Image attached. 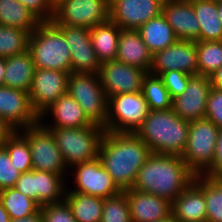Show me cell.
<instances>
[{
	"label": "cell",
	"mask_w": 222,
	"mask_h": 222,
	"mask_svg": "<svg viewBox=\"0 0 222 222\" xmlns=\"http://www.w3.org/2000/svg\"><path fill=\"white\" fill-rule=\"evenodd\" d=\"M209 77L211 85L222 90V67L213 72Z\"/></svg>",
	"instance_id": "obj_46"
},
{
	"label": "cell",
	"mask_w": 222,
	"mask_h": 222,
	"mask_svg": "<svg viewBox=\"0 0 222 222\" xmlns=\"http://www.w3.org/2000/svg\"><path fill=\"white\" fill-rule=\"evenodd\" d=\"M64 35L71 56L73 73H99L100 62L93 49L90 28L54 24Z\"/></svg>",
	"instance_id": "obj_16"
},
{
	"label": "cell",
	"mask_w": 222,
	"mask_h": 222,
	"mask_svg": "<svg viewBox=\"0 0 222 222\" xmlns=\"http://www.w3.org/2000/svg\"><path fill=\"white\" fill-rule=\"evenodd\" d=\"M41 22L52 21L54 16V4L51 0H19Z\"/></svg>",
	"instance_id": "obj_42"
},
{
	"label": "cell",
	"mask_w": 222,
	"mask_h": 222,
	"mask_svg": "<svg viewBox=\"0 0 222 222\" xmlns=\"http://www.w3.org/2000/svg\"><path fill=\"white\" fill-rule=\"evenodd\" d=\"M149 111L142 92L121 93L109 97L105 131L135 133Z\"/></svg>",
	"instance_id": "obj_9"
},
{
	"label": "cell",
	"mask_w": 222,
	"mask_h": 222,
	"mask_svg": "<svg viewBox=\"0 0 222 222\" xmlns=\"http://www.w3.org/2000/svg\"><path fill=\"white\" fill-rule=\"evenodd\" d=\"M168 90L171 99L181 95L187 87L191 75L176 70L163 72L158 75Z\"/></svg>",
	"instance_id": "obj_40"
},
{
	"label": "cell",
	"mask_w": 222,
	"mask_h": 222,
	"mask_svg": "<svg viewBox=\"0 0 222 222\" xmlns=\"http://www.w3.org/2000/svg\"><path fill=\"white\" fill-rule=\"evenodd\" d=\"M0 201L10 219L28 217L40 209L36 201L25 196L15 187L0 191Z\"/></svg>",
	"instance_id": "obj_31"
},
{
	"label": "cell",
	"mask_w": 222,
	"mask_h": 222,
	"mask_svg": "<svg viewBox=\"0 0 222 222\" xmlns=\"http://www.w3.org/2000/svg\"><path fill=\"white\" fill-rule=\"evenodd\" d=\"M53 4L55 5L59 0H51Z\"/></svg>",
	"instance_id": "obj_52"
},
{
	"label": "cell",
	"mask_w": 222,
	"mask_h": 222,
	"mask_svg": "<svg viewBox=\"0 0 222 222\" xmlns=\"http://www.w3.org/2000/svg\"><path fill=\"white\" fill-rule=\"evenodd\" d=\"M67 93L82 107L88 120L106 128L108 98L98 73H71Z\"/></svg>",
	"instance_id": "obj_6"
},
{
	"label": "cell",
	"mask_w": 222,
	"mask_h": 222,
	"mask_svg": "<svg viewBox=\"0 0 222 222\" xmlns=\"http://www.w3.org/2000/svg\"><path fill=\"white\" fill-rule=\"evenodd\" d=\"M194 176L181 156L151 153L137 172L132 189L173 202Z\"/></svg>",
	"instance_id": "obj_2"
},
{
	"label": "cell",
	"mask_w": 222,
	"mask_h": 222,
	"mask_svg": "<svg viewBox=\"0 0 222 222\" xmlns=\"http://www.w3.org/2000/svg\"><path fill=\"white\" fill-rule=\"evenodd\" d=\"M65 181L59 174L36 170L37 203L42 206L64 201Z\"/></svg>",
	"instance_id": "obj_30"
},
{
	"label": "cell",
	"mask_w": 222,
	"mask_h": 222,
	"mask_svg": "<svg viewBox=\"0 0 222 222\" xmlns=\"http://www.w3.org/2000/svg\"><path fill=\"white\" fill-rule=\"evenodd\" d=\"M190 122L173 109L150 110L135 134L151 153L182 156L189 136Z\"/></svg>",
	"instance_id": "obj_3"
},
{
	"label": "cell",
	"mask_w": 222,
	"mask_h": 222,
	"mask_svg": "<svg viewBox=\"0 0 222 222\" xmlns=\"http://www.w3.org/2000/svg\"><path fill=\"white\" fill-rule=\"evenodd\" d=\"M137 30L152 54L164 50L178 40L162 13L147 21Z\"/></svg>",
	"instance_id": "obj_26"
},
{
	"label": "cell",
	"mask_w": 222,
	"mask_h": 222,
	"mask_svg": "<svg viewBox=\"0 0 222 222\" xmlns=\"http://www.w3.org/2000/svg\"><path fill=\"white\" fill-rule=\"evenodd\" d=\"M21 173L12 164L4 146L0 147V191L15 187Z\"/></svg>",
	"instance_id": "obj_38"
},
{
	"label": "cell",
	"mask_w": 222,
	"mask_h": 222,
	"mask_svg": "<svg viewBox=\"0 0 222 222\" xmlns=\"http://www.w3.org/2000/svg\"><path fill=\"white\" fill-rule=\"evenodd\" d=\"M217 13L219 16V20L222 23V0H217Z\"/></svg>",
	"instance_id": "obj_50"
},
{
	"label": "cell",
	"mask_w": 222,
	"mask_h": 222,
	"mask_svg": "<svg viewBox=\"0 0 222 222\" xmlns=\"http://www.w3.org/2000/svg\"><path fill=\"white\" fill-rule=\"evenodd\" d=\"M199 75L210 76L222 67V41H195Z\"/></svg>",
	"instance_id": "obj_32"
},
{
	"label": "cell",
	"mask_w": 222,
	"mask_h": 222,
	"mask_svg": "<svg viewBox=\"0 0 222 222\" xmlns=\"http://www.w3.org/2000/svg\"><path fill=\"white\" fill-rule=\"evenodd\" d=\"M197 75V49L195 41L177 40L164 50L155 52L149 73L159 75L168 71Z\"/></svg>",
	"instance_id": "obj_15"
},
{
	"label": "cell",
	"mask_w": 222,
	"mask_h": 222,
	"mask_svg": "<svg viewBox=\"0 0 222 222\" xmlns=\"http://www.w3.org/2000/svg\"><path fill=\"white\" fill-rule=\"evenodd\" d=\"M158 222H179V220L176 217H174L172 214H170L168 217L159 220Z\"/></svg>",
	"instance_id": "obj_51"
},
{
	"label": "cell",
	"mask_w": 222,
	"mask_h": 222,
	"mask_svg": "<svg viewBox=\"0 0 222 222\" xmlns=\"http://www.w3.org/2000/svg\"><path fill=\"white\" fill-rule=\"evenodd\" d=\"M211 87L209 76L191 75L184 92L172 99L173 111L189 122L205 118Z\"/></svg>",
	"instance_id": "obj_17"
},
{
	"label": "cell",
	"mask_w": 222,
	"mask_h": 222,
	"mask_svg": "<svg viewBox=\"0 0 222 222\" xmlns=\"http://www.w3.org/2000/svg\"><path fill=\"white\" fill-rule=\"evenodd\" d=\"M162 14L178 40L199 41L200 24L189 0H164Z\"/></svg>",
	"instance_id": "obj_20"
},
{
	"label": "cell",
	"mask_w": 222,
	"mask_h": 222,
	"mask_svg": "<svg viewBox=\"0 0 222 222\" xmlns=\"http://www.w3.org/2000/svg\"><path fill=\"white\" fill-rule=\"evenodd\" d=\"M0 117L16 131L40 121L32 108L29 92L7 86L0 87Z\"/></svg>",
	"instance_id": "obj_18"
},
{
	"label": "cell",
	"mask_w": 222,
	"mask_h": 222,
	"mask_svg": "<svg viewBox=\"0 0 222 222\" xmlns=\"http://www.w3.org/2000/svg\"><path fill=\"white\" fill-rule=\"evenodd\" d=\"M121 28L108 20L90 28L93 49L100 64L116 60Z\"/></svg>",
	"instance_id": "obj_25"
},
{
	"label": "cell",
	"mask_w": 222,
	"mask_h": 222,
	"mask_svg": "<svg viewBox=\"0 0 222 222\" xmlns=\"http://www.w3.org/2000/svg\"><path fill=\"white\" fill-rule=\"evenodd\" d=\"M10 222H43L41 210L39 209L35 214L24 218L11 219Z\"/></svg>",
	"instance_id": "obj_47"
},
{
	"label": "cell",
	"mask_w": 222,
	"mask_h": 222,
	"mask_svg": "<svg viewBox=\"0 0 222 222\" xmlns=\"http://www.w3.org/2000/svg\"><path fill=\"white\" fill-rule=\"evenodd\" d=\"M28 40L26 30L0 25V57L7 58L27 51Z\"/></svg>",
	"instance_id": "obj_34"
},
{
	"label": "cell",
	"mask_w": 222,
	"mask_h": 222,
	"mask_svg": "<svg viewBox=\"0 0 222 222\" xmlns=\"http://www.w3.org/2000/svg\"><path fill=\"white\" fill-rule=\"evenodd\" d=\"M164 0H109V20L121 29L137 30L162 13Z\"/></svg>",
	"instance_id": "obj_14"
},
{
	"label": "cell",
	"mask_w": 222,
	"mask_h": 222,
	"mask_svg": "<svg viewBox=\"0 0 222 222\" xmlns=\"http://www.w3.org/2000/svg\"><path fill=\"white\" fill-rule=\"evenodd\" d=\"M18 132L28 141L33 169L59 174L64 178L67 176L65 174L70 170L50 129L39 121Z\"/></svg>",
	"instance_id": "obj_8"
},
{
	"label": "cell",
	"mask_w": 222,
	"mask_h": 222,
	"mask_svg": "<svg viewBox=\"0 0 222 222\" xmlns=\"http://www.w3.org/2000/svg\"><path fill=\"white\" fill-rule=\"evenodd\" d=\"M64 200L77 222H101L104 199L75 191H66Z\"/></svg>",
	"instance_id": "obj_28"
},
{
	"label": "cell",
	"mask_w": 222,
	"mask_h": 222,
	"mask_svg": "<svg viewBox=\"0 0 222 222\" xmlns=\"http://www.w3.org/2000/svg\"><path fill=\"white\" fill-rule=\"evenodd\" d=\"M101 222H132L127 196L124 191L104 199Z\"/></svg>",
	"instance_id": "obj_37"
},
{
	"label": "cell",
	"mask_w": 222,
	"mask_h": 222,
	"mask_svg": "<svg viewBox=\"0 0 222 222\" xmlns=\"http://www.w3.org/2000/svg\"><path fill=\"white\" fill-rule=\"evenodd\" d=\"M219 128L207 118L190 122L189 136L183 155L187 167L203 174L213 163Z\"/></svg>",
	"instance_id": "obj_7"
},
{
	"label": "cell",
	"mask_w": 222,
	"mask_h": 222,
	"mask_svg": "<svg viewBox=\"0 0 222 222\" xmlns=\"http://www.w3.org/2000/svg\"><path fill=\"white\" fill-rule=\"evenodd\" d=\"M43 222H77L66 201L40 206Z\"/></svg>",
	"instance_id": "obj_39"
},
{
	"label": "cell",
	"mask_w": 222,
	"mask_h": 222,
	"mask_svg": "<svg viewBox=\"0 0 222 222\" xmlns=\"http://www.w3.org/2000/svg\"><path fill=\"white\" fill-rule=\"evenodd\" d=\"M13 165L20 173L30 172L32 167V156L28 141L16 131L3 145Z\"/></svg>",
	"instance_id": "obj_35"
},
{
	"label": "cell",
	"mask_w": 222,
	"mask_h": 222,
	"mask_svg": "<svg viewBox=\"0 0 222 222\" xmlns=\"http://www.w3.org/2000/svg\"><path fill=\"white\" fill-rule=\"evenodd\" d=\"M35 69L29 50L5 58L4 86L29 92Z\"/></svg>",
	"instance_id": "obj_24"
},
{
	"label": "cell",
	"mask_w": 222,
	"mask_h": 222,
	"mask_svg": "<svg viewBox=\"0 0 222 222\" xmlns=\"http://www.w3.org/2000/svg\"><path fill=\"white\" fill-rule=\"evenodd\" d=\"M28 50L35 68L72 73L71 56L62 32L51 22H41L29 34Z\"/></svg>",
	"instance_id": "obj_4"
},
{
	"label": "cell",
	"mask_w": 222,
	"mask_h": 222,
	"mask_svg": "<svg viewBox=\"0 0 222 222\" xmlns=\"http://www.w3.org/2000/svg\"><path fill=\"white\" fill-rule=\"evenodd\" d=\"M172 215L179 222H206L204 175H195L190 185L172 202Z\"/></svg>",
	"instance_id": "obj_19"
},
{
	"label": "cell",
	"mask_w": 222,
	"mask_h": 222,
	"mask_svg": "<svg viewBox=\"0 0 222 222\" xmlns=\"http://www.w3.org/2000/svg\"><path fill=\"white\" fill-rule=\"evenodd\" d=\"M141 92L150 110H168L172 108V99L158 75L147 73Z\"/></svg>",
	"instance_id": "obj_33"
},
{
	"label": "cell",
	"mask_w": 222,
	"mask_h": 222,
	"mask_svg": "<svg viewBox=\"0 0 222 222\" xmlns=\"http://www.w3.org/2000/svg\"><path fill=\"white\" fill-rule=\"evenodd\" d=\"M49 113L51 118L53 116L51 125L44 123L46 122L44 118H48ZM40 122L46 128H84L92 125L82 107L68 93L61 96L43 112Z\"/></svg>",
	"instance_id": "obj_22"
},
{
	"label": "cell",
	"mask_w": 222,
	"mask_h": 222,
	"mask_svg": "<svg viewBox=\"0 0 222 222\" xmlns=\"http://www.w3.org/2000/svg\"><path fill=\"white\" fill-rule=\"evenodd\" d=\"M75 168V171H74ZM73 180L76 187L66 191H75L93 195L99 198H110L118 195L122 190L116 185L109 173L103 168L100 159L75 165L72 167Z\"/></svg>",
	"instance_id": "obj_11"
},
{
	"label": "cell",
	"mask_w": 222,
	"mask_h": 222,
	"mask_svg": "<svg viewBox=\"0 0 222 222\" xmlns=\"http://www.w3.org/2000/svg\"><path fill=\"white\" fill-rule=\"evenodd\" d=\"M69 73L36 68L29 91L33 110L40 117L61 96L67 94Z\"/></svg>",
	"instance_id": "obj_12"
},
{
	"label": "cell",
	"mask_w": 222,
	"mask_h": 222,
	"mask_svg": "<svg viewBox=\"0 0 222 222\" xmlns=\"http://www.w3.org/2000/svg\"><path fill=\"white\" fill-rule=\"evenodd\" d=\"M16 132L3 118L0 117V147Z\"/></svg>",
	"instance_id": "obj_45"
},
{
	"label": "cell",
	"mask_w": 222,
	"mask_h": 222,
	"mask_svg": "<svg viewBox=\"0 0 222 222\" xmlns=\"http://www.w3.org/2000/svg\"><path fill=\"white\" fill-rule=\"evenodd\" d=\"M200 24L199 41H222V23L217 13V0H192Z\"/></svg>",
	"instance_id": "obj_27"
},
{
	"label": "cell",
	"mask_w": 222,
	"mask_h": 222,
	"mask_svg": "<svg viewBox=\"0 0 222 222\" xmlns=\"http://www.w3.org/2000/svg\"><path fill=\"white\" fill-rule=\"evenodd\" d=\"M15 188L37 202L36 170L33 169L30 172L21 173Z\"/></svg>",
	"instance_id": "obj_43"
},
{
	"label": "cell",
	"mask_w": 222,
	"mask_h": 222,
	"mask_svg": "<svg viewBox=\"0 0 222 222\" xmlns=\"http://www.w3.org/2000/svg\"><path fill=\"white\" fill-rule=\"evenodd\" d=\"M5 58L0 57V87L4 86Z\"/></svg>",
	"instance_id": "obj_49"
},
{
	"label": "cell",
	"mask_w": 222,
	"mask_h": 222,
	"mask_svg": "<svg viewBox=\"0 0 222 222\" xmlns=\"http://www.w3.org/2000/svg\"><path fill=\"white\" fill-rule=\"evenodd\" d=\"M132 222H158L172 214V202L151 193L124 190Z\"/></svg>",
	"instance_id": "obj_21"
},
{
	"label": "cell",
	"mask_w": 222,
	"mask_h": 222,
	"mask_svg": "<svg viewBox=\"0 0 222 222\" xmlns=\"http://www.w3.org/2000/svg\"><path fill=\"white\" fill-rule=\"evenodd\" d=\"M109 20V0H59L53 24L92 28Z\"/></svg>",
	"instance_id": "obj_10"
},
{
	"label": "cell",
	"mask_w": 222,
	"mask_h": 222,
	"mask_svg": "<svg viewBox=\"0 0 222 222\" xmlns=\"http://www.w3.org/2000/svg\"><path fill=\"white\" fill-rule=\"evenodd\" d=\"M203 175L214 179H222V128L219 129L213 163Z\"/></svg>",
	"instance_id": "obj_44"
},
{
	"label": "cell",
	"mask_w": 222,
	"mask_h": 222,
	"mask_svg": "<svg viewBox=\"0 0 222 222\" xmlns=\"http://www.w3.org/2000/svg\"><path fill=\"white\" fill-rule=\"evenodd\" d=\"M147 71L117 60L102 63L99 69L101 86L107 98L121 93L141 92Z\"/></svg>",
	"instance_id": "obj_13"
},
{
	"label": "cell",
	"mask_w": 222,
	"mask_h": 222,
	"mask_svg": "<svg viewBox=\"0 0 222 222\" xmlns=\"http://www.w3.org/2000/svg\"><path fill=\"white\" fill-rule=\"evenodd\" d=\"M10 216L8 212L4 209L1 201H0V222H10Z\"/></svg>",
	"instance_id": "obj_48"
},
{
	"label": "cell",
	"mask_w": 222,
	"mask_h": 222,
	"mask_svg": "<svg viewBox=\"0 0 222 222\" xmlns=\"http://www.w3.org/2000/svg\"><path fill=\"white\" fill-rule=\"evenodd\" d=\"M151 151L135 133L105 131L98 158L116 185L122 190L131 189L137 172Z\"/></svg>",
	"instance_id": "obj_1"
},
{
	"label": "cell",
	"mask_w": 222,
	"mask_h": 222,
	"mask_svg": "<svg viewBox=\"0 0 222 222\" xmlns=\"http://www.w3.org/2000/svg\"><path fill=\"white\" fill-rule=\"evenodd\" d=\"M41 21L19 0H0V25L32 33Z\"/></svg>",
	"instance_id": "obj_29"
},
{
	"label": "cell",
	"mask_w": 222,
	"mask_h": 222,
	"mask_svg": "<svg viewBox=\"0 0 222 222\" xmlns=\"http://www.w3.org/2000/svg\"><path fill=\"white\" fill-rule=\"evenodd\" d=\"M206 222H222V179L204 175Z\"/></svg>",
	"instance_id": "obj_36"
},
{
	"label": "cell",
	"mask_w": 222,
	"mask_h": 222,
	"mask_svg": "<svg viewBox=\"0 0 222 222\" xmlns=\"http://www.w3.org/2000/svg\"><path fill=\"white\" fill-rule=\"evenodd\" d=\"M53 133L68 169L96 159L105 129L92 124L84 128H48Z\"/></svg>",
	"instance_id": "obj_5"
},
{
	"label": "cell",
	"mask_w": 222,
	"mask_h": 222,
	"mask_svg": "<svg viewBox=\"0 0 222 222\" xmlns=\"http://www.w3.org/2000/svg\"><path fill=\"white\" fill-rule=\"evenodd\" d=\"M205 118L222 128V90L211 87L206 103Z\"/></svg>",
	"instance_id": "obj_41"
},
{
	"label": "cell",
	"mask_w": 222,
	"mask_h": 222,
	"mask_svg": "<svg viewBox=\"0 0 222 222\" xmlns=\"http://www.w3.org/2000/svg\"><path fill=\"white\" fill-rule=\"evenodd\" d=\"M153 54L149 51L138 30L121 29L116 60L139 67L149 73Z\"/></svg>",
	"instance_id": "obj_23"
}]
</instances>
